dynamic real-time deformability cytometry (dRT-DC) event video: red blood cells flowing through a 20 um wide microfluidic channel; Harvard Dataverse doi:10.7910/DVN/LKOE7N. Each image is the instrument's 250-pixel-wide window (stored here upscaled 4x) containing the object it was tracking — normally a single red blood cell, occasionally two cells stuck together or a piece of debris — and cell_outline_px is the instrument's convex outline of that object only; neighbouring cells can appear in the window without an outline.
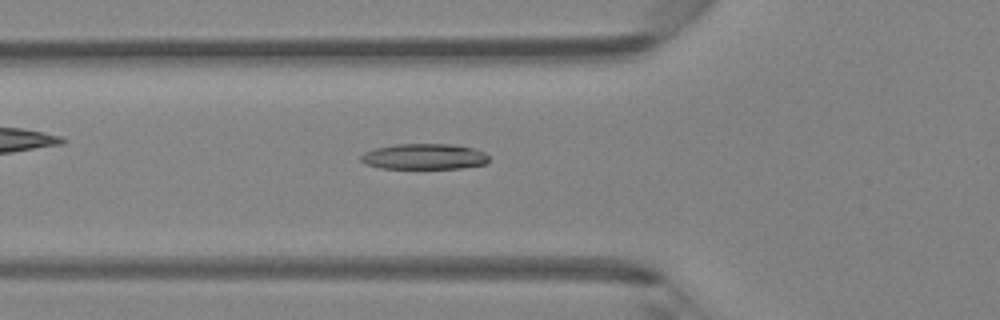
{"species": "Egyptian fruit bat (a non-hibernating species)", "species_latin": "Rousettus aegyptiacus", "temperature_condition": "room temperature", "stored_images_in_passage": 46, "camera_frame_rate_fps": 3000, "um_per_image_px": 0.085, "animal": {"sex": "female"}, "frame": {"image": 1, "passage_image": 16, "time_ms": 5.0, "image_size_px": [1000, 320], "cell_outline_px": [[488, 160], [484, 164], [460, 168], [380, 168], [364, 164], [360, 160], [360, 156], [364, 152], [376, 148], [396, 144], [452, 144], [472, 148], [484, 152], [488, 156]], "centroid_in_image_um": [36.02, 13.31], "position_along_channel_um": 89.8, "area_um2": 19.07}}
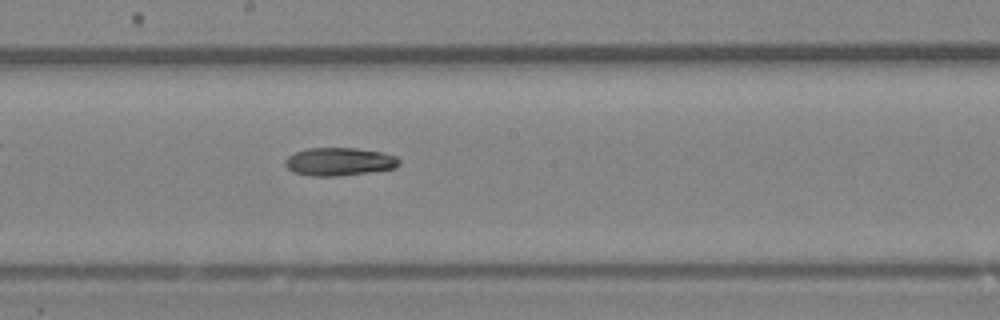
{"frame": {"image": 2, "passage_image": 25, "time_ms": 8.0, "image_size_px": [1000, 320], "cell_outline_px": [[400, 164], [396, 168], [340, 176], [312, 176], [292, 172], [284, 164], [284, 160], [288, 156], [296, 152], [308, 148], [356, 148], [380, 152], [396, 156], [400, 160]], "centroid_in_image_um": [28.83, 13.74], "position_along_channel_um": 219.4, "area_um2": 18.67}}
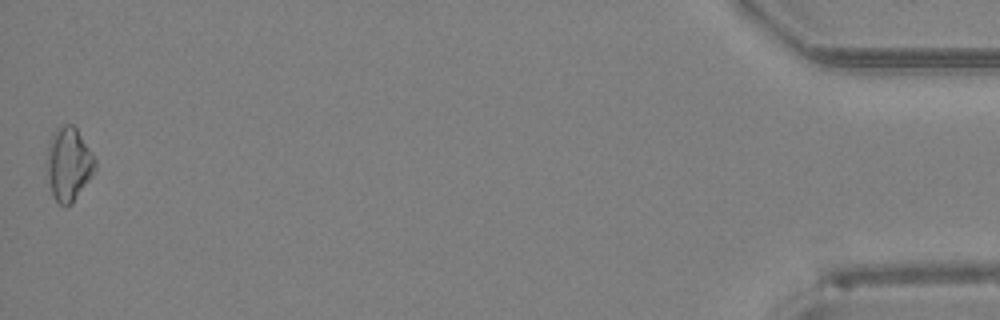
{"frame": {"image": 3, "passage_image": 46, "time_ms": 15.0, "image_size_px": [1000, 320], "cell_outline_px": [[96, 172], [72, 204], [68, 208], [64, 208], [52, 196], [48, 184], [44, 164], [48, 144], [52, 132], [56, 128], [64, 124], [72, 124], [76, 128], [96, 160]], "centroid_in_image_um": [5.8, 13.99], "position_along_channel_um": 429.4, "area_um2": 21.5}}